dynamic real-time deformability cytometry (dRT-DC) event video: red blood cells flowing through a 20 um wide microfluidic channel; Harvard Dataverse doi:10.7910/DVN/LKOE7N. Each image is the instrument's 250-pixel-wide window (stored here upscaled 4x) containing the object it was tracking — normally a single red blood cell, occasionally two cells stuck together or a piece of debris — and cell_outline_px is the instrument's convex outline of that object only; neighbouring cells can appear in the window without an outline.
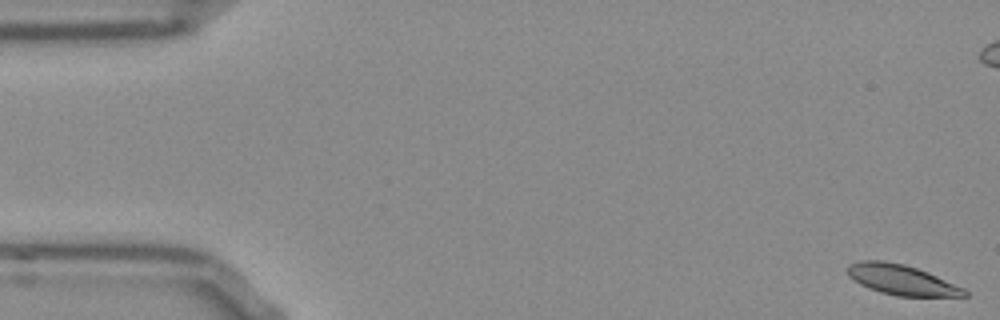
{"species": "Egyptian fruit bat (a non-hibernating species)", "species_latin": "Rousettus aegyptiacus", "temperature_condition": "room temperature", "stored_images_in_passage": 54, "camera_frame_rate_fps": 3000, "um_per_image_px": 0.085, "frame": {"image": 1, "passage_image": 1, "time_ms": 0.0, "image_size_px": [1000, 320], "cell_outline_px": [[968, 296], [896, 296], [880, 292], [868, 288], [860, 284], [848, 276], [848, 264], [860, 260], [880, 260], [904, 264], [928, 272], [964, 288], [968, 292]], "centroid_in_image_um": [76.62, 23.78], "position_along_channel_um": 8.4, "area_um2": 20.52}}
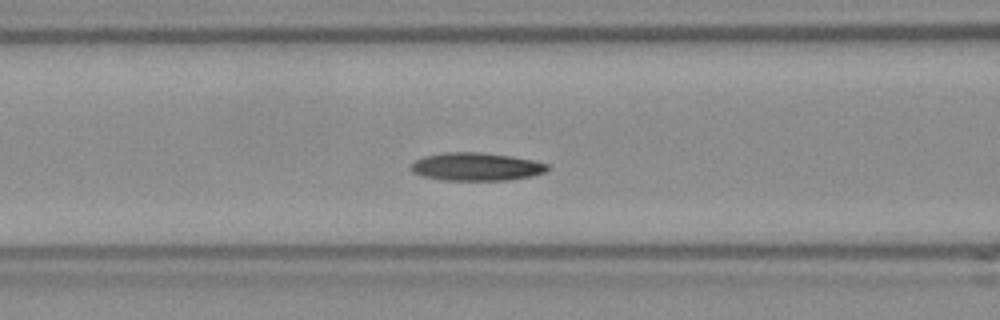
{"frame": {"image": 2, "passage_image": 21, "time_ms": 6.667, "image_size_px": [1000, 320], "cell_outline_px": [[548, 168], [544, 172], [532, 176], [508, 180], [444, 180], [424, 176], [412, 172], [412, 164], [416, 160], [424, 156], [448, 152], [480, 152], [512, 156], [532, 160], [548, 164]], "centroid_in_image_um": [40.5, 14.17], "position_along_channel_um": 126.1, "area_um2": 22.08}}
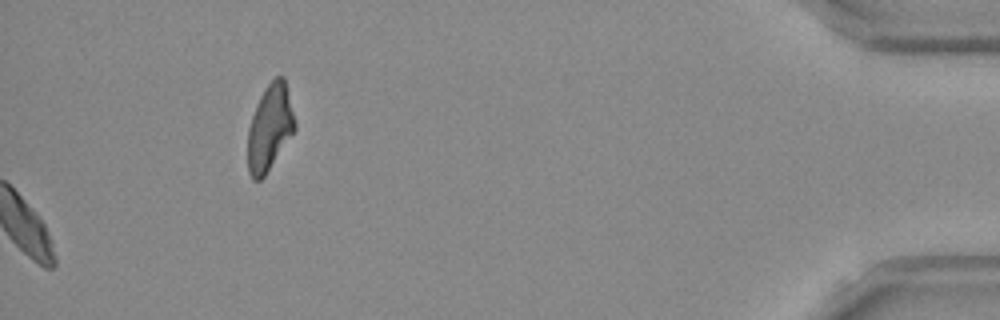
{"frame": {"image": 3, "passage_image": 54, "time_ms": 17.667, "image_size_px": [1000, 320], "cell_outline_px": [[296, 128], [264, 176], [260, 180], [252, 180], [248, 172], [248, 128], [256, 104], [264, 88], [276, 76], [284, 76], [296, 124]], "centroid_in_image_um": [22.92, 10.84], "position_along_channel_um": 412.3, "area_um2": 23.35}}